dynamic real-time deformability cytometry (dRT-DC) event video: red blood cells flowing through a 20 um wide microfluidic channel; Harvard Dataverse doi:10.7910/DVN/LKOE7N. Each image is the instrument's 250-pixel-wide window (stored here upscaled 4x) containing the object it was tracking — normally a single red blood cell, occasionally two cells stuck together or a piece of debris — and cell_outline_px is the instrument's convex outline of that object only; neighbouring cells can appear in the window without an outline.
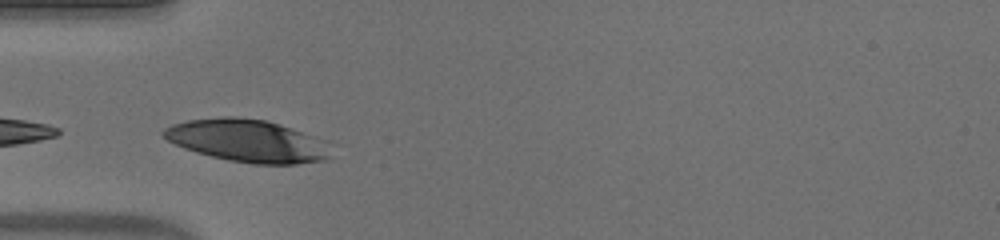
{"species": "human", "species_latin": "Homo sapiens", "temperature_condition": "warm", "stored_images_in_passage": 4, "camera_frame_rate_fps": 3000, "um_per_image_px": 0.085, "donor": {"sex": "male"}, "frame": {"image": 1, "passage_image": 1, "time_ms": 0.0, "image_size_px": [1000, 240], "cell_outline_px": [[332, 156], [324, 160], [296, 164], [252, 164], [228, 160], [196, 152], [184, 148], [168, 140], [160, 132], [164, 128], [172, 124], [188, 120], [224, 116], [236, 116], [264, 120], [280, 124], [324, 140]], "centroid_in_image_um": [21.01, 11.96], "position_along_channel_um": 64.0, "area_um2": 41.33}}